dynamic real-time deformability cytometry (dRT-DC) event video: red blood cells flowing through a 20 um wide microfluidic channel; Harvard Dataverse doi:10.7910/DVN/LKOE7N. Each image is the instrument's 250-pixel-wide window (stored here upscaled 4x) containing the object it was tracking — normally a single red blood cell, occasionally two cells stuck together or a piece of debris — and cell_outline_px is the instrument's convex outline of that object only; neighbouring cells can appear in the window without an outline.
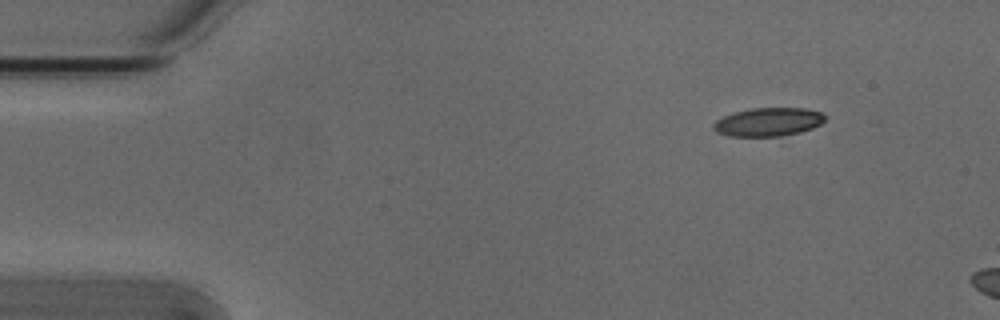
{"species": "Egyptian fruit bat (a non-hibernating species)", "species_latin": "Rousettus aegyptiacus", "temperature_condition": "cold", "stored_images_in_passage": 47, "camera_frame_rate_fps": 3000, "um_per_image_px": 0.085, "animal": {"sex": "male"}, "frame": {"image": 1, "passage_image": 1, "time_ms": 0.0, "image_size_px": [1000, 320], "cell_outline_px": [[828, 116], [820, 124], [812, 128], [800, 132], [784, 136], [728, 136], [716, 132], [712, 128], [712, 124], [716, 120], [724, 116], [736, 112], [752, 108], [804, 108], [820, 112]], "centroid_in_image_um": [65.3, 10.37], "position_along_channel_um": 19.7, "area_um2": 18.55}}
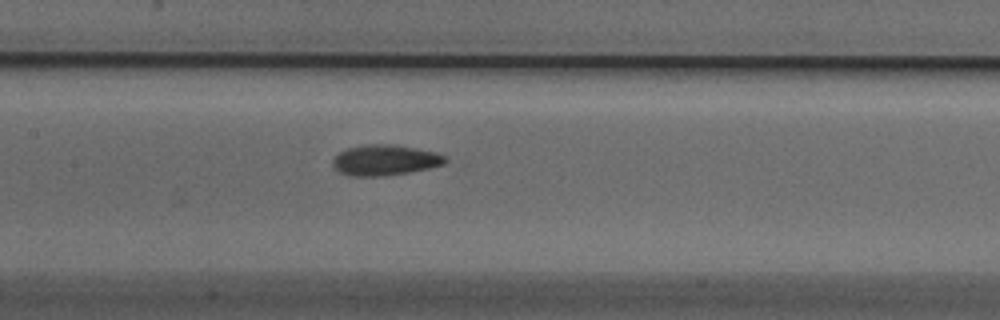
{"frame": {"image": 2, "passage_image": 20, "time_ms": 6.333, "image_size_px": [1000, 320], "cell_outline_px": [[448, 160], [444, 164], [428, 168], [408, 172], [384, 176], [352, 176], [340, 172], [332, 164], [332, 160], [340, 152], [348, 148], [368, 144], [396, 144], [436, 152], [444, 156]], "centroid_in_image_um": [32.73, 13.6], "position_along_channel_um": 174.7, "area_um2": 19.94}}
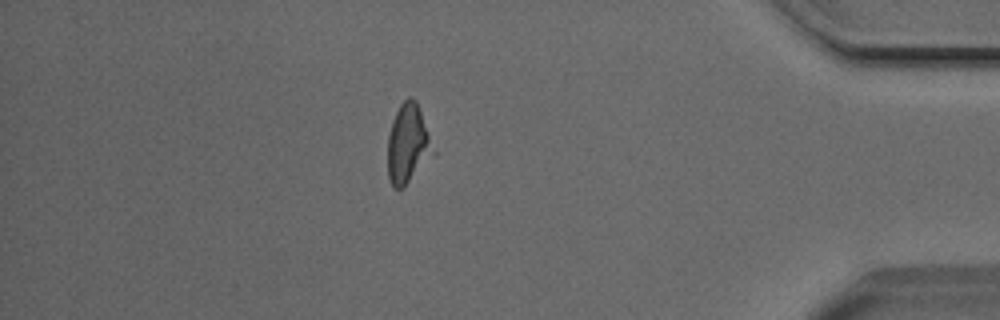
{"frame": {"image": 3, "passage_image": 41, "time_ms": 13.333, "image_size_px": [1000, 320], "cell_outline_px": [[428, 148], [404, 188], [392, 188], [388, 180], [388, 136], [392, 120], [400, 104], [408, 96], [412, 96], [416, 100], [428, 136]], "centroid_in_image_um": [34.5, 12.15], "position_along_channel_um": 400.7, "area_um2": 18.96}, "authors_computed_cell_mechanics": {"area_um2": 19.5942, "velocity_mm_per_s": 3.8379, "shape_relaxation_time_tau1_ms": 4.618, "shape_relaxation_time_tau2_ms": 3.1299, "deformation_change_tau1": 0.159, "deformation_change_tau2": 0.0785}}